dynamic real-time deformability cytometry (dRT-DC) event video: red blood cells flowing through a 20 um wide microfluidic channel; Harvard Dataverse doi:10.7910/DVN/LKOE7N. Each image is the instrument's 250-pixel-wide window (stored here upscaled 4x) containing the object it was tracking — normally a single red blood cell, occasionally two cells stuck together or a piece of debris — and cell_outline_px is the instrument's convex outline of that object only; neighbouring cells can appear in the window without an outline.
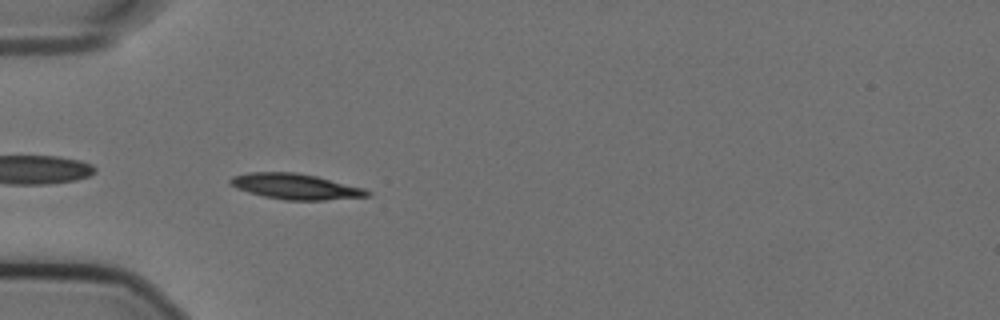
{"species": "Egyptian fruit bat (a non-hibernating species)", "species_latin": "Rousettus aegyptiacus", "temperature_condition": "cold", "stored_images_in_passage": 41, "camera_frame_rate_fps": 3000, "um_per_image_px": 0.085, "animal": {"sex": "female"}, "frame": {"image": 1, "passage_image": 2, "time_ms": 0.333, "image_size_px": [1000, 320], "cell_outline_px": [[372, 196], [324, 200], [284, 200], [264, 196], [248, 192], [236, 188], [228, 184], [228, 180], [232, 176], [252, 172], [296, 172], [316, 176], [364, 188], [372, 192]], "centroid_in_image_um": [25.12, 15.85], "position_along_channel_um": 59.9, "area_um2": 20.52}}
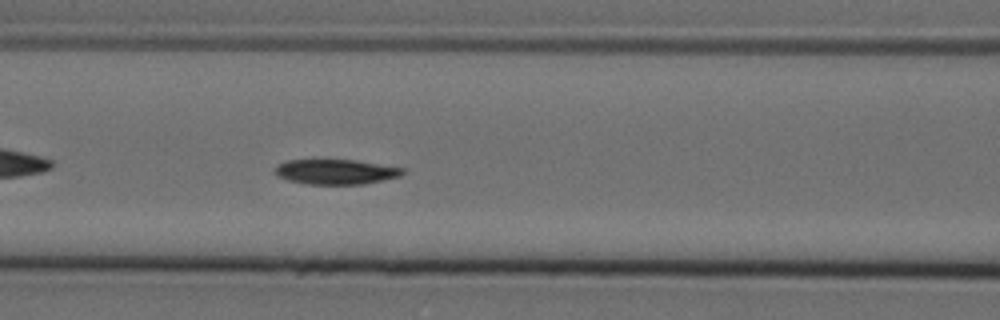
{"frame": {"image": 2, "passage_image": 9, "time_ms": 2.667, "image_size_px": [1000, 320], "cell_outline_px": [[404, 172], [400, 176], [364, 184], [308, 184], [288, 180], [276, 176], [272, 172], [276, 164], [288, 160], [356, 160], [404, 168]], "centroid_in_image_um": [28.48, 14.6], "position_along_channel_um": 138.1, "area_um2": 18.67}}
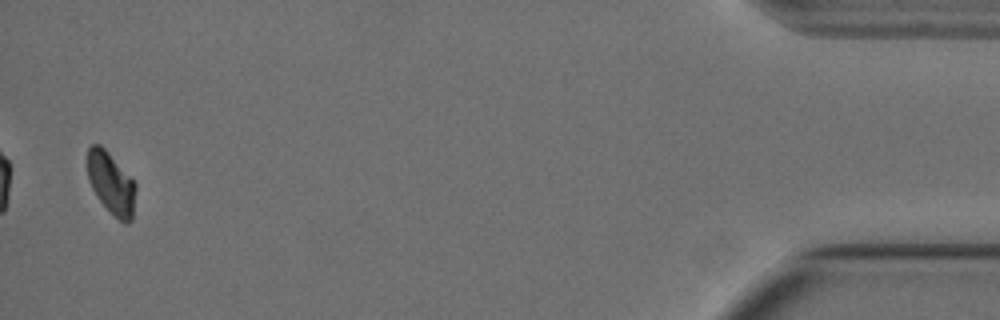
{"frame": {"image": 3, "passage_image": 40, "time_ms": 13.0, "image_size_px": [1000, 320], "cell_outline_px": [[136, 188], [132, 220], [128, 224], [124, 224], [96, 196], [88, 180], [88, 148], [92, 144], [100, 144], [104, 148], [136, 184]], "centroid_in_image_um": [9.45, 15.59], "position_along_channel_um": 425.8, "area_um2": 16.99}, "authors_computed_cell_mechanics": {"area_um2": 19.5364, "velocity_mm_per_s": 3.5577, "shape_relaxation_time_tau1_ms": 7.8848, "shape_relaxation_time_tau2_ms": null, "deformation_change_tau1": 0.1663, "deformation_change_tau2": null}}